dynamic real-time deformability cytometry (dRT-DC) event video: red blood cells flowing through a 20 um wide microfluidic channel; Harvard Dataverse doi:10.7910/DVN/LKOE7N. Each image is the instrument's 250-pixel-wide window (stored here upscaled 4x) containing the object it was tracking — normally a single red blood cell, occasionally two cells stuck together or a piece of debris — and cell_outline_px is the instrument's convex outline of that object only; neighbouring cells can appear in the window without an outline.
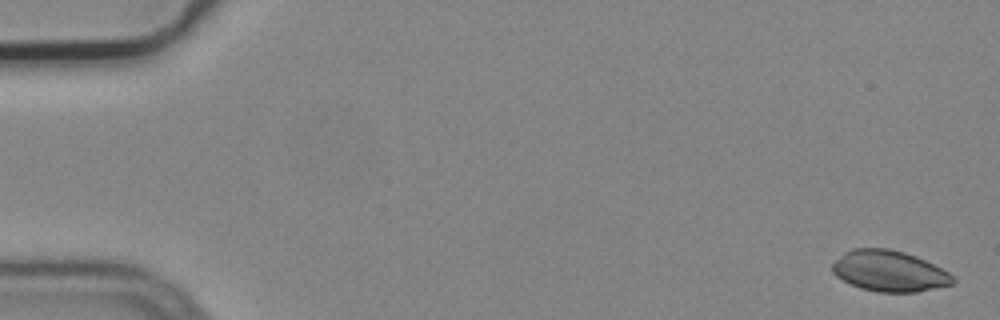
{"species": "common noctule bat (a hibernating species)", "species_latin": "Nyctalus noctula", "temperature_condition": "cold", "stored_images_in_passage": 6, "camera_frame_rate_fps": 3000, "um_per_image_px": 0.085, "animal": {"sex": "male", "body_mass_g": 19.2, "forearm_length_mm": 51.8}, "frame": {"image": 1, "passage_image": 1, "time_ms": 0.0, "image_size_px": [1000, 320], "cell_outline_px": [[956, 280], [952, 284], [916, 292], [876, 292], [860, 288], [836, 276], [832, 272], [832, 264], [844, 252], [852, 248], [888, 248], [904, 252], [916, 256], [948, 272]], "centroid_in_image_um": [75.57, 23.03], "position_along_channel_um": 9.4, "area_um2": 28.55}}